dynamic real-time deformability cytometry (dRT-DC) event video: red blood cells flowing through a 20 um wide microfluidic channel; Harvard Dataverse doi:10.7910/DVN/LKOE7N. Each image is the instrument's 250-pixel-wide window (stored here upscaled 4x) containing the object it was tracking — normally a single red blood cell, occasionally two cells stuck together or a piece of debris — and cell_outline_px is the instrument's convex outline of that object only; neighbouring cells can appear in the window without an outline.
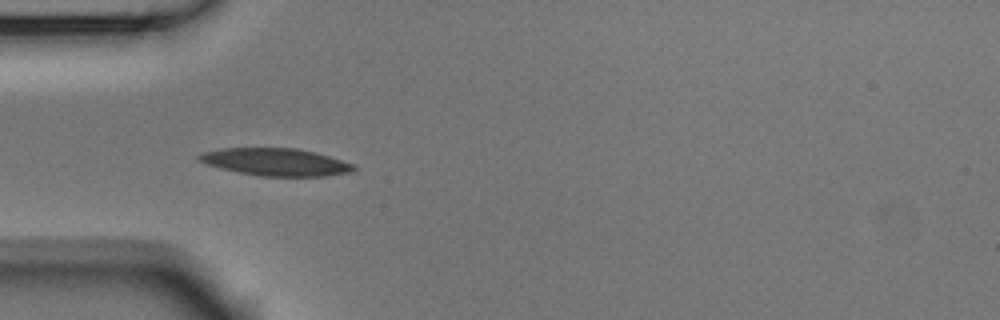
{"species": "Egyptian fruit bat (a non-hibernating species)", "species_latin": "Rousettus aegyptiacus", "temperature_condition": "room temperature", "stored_images_in_passage": 1, "camera_frame_rate_fps": 3000, "um_per_image_px": 0.085, "animal": {"sex": "male"}, "frame": {"image": 1, "passage_image": 1, "time_ms": 0.0, "image_size_px": [1000, 320], "cell_outline_px": [[356, 168], [352, 172], [324, 176], [260, 176], [240, 172], [208, 164], [200, 160], [196, 156], [204, 152], [220, 148], [296, 148], [316, 152], [356, 164]], "centroid_in_image_um": [23.51, 13.76], "position_along_channel_um": 61.5, "area_um2": 24.57}}